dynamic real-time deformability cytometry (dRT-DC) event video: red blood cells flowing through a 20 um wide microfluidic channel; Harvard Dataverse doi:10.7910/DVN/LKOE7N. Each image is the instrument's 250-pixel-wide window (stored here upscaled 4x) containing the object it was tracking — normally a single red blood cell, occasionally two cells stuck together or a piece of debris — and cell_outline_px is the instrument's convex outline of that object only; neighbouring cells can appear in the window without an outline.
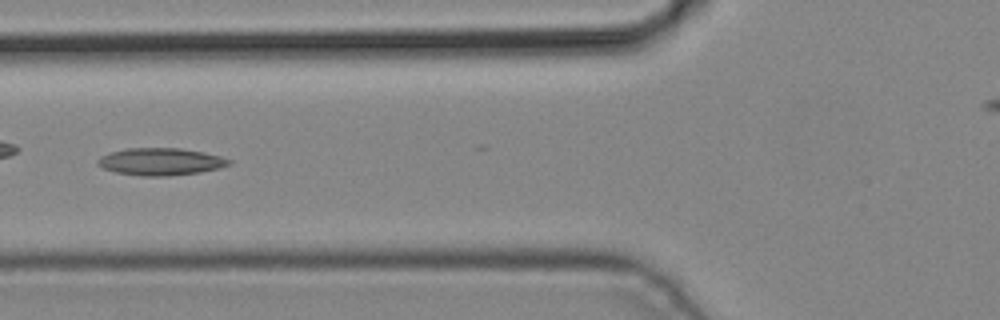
{"species": "common noctule bat (a hibernating species)", "species_latin": "Nyctalus noctula", "temperature_condition": "cold", "stored_images_in_passage": 3, "camera_frame_rate_fps": 3000, "um_per_image_px": 0.085, "animal": {"sex": "male", "body_mass_g": 19.2, "forearm_length_mm": 51.8}, "frame": {"image": 1, "passage_image": 3, "time_ms": 0.667, "image_size_px": [1000, 320], "cell_outline_px": [[232, 164], [220, 168], [200, 172], [168, 176], [140, 176], [116, 172], [104, 168], [96, 164], [96, 160], [100, 156], [112, 152], [128, 148], [180, 148], [204, 152], [220, 156], [232, 160]], "centroid_in_image_um": [13.67, 13.74], "position_along_channel_um": 112.1, "area_um2": 20.92}}